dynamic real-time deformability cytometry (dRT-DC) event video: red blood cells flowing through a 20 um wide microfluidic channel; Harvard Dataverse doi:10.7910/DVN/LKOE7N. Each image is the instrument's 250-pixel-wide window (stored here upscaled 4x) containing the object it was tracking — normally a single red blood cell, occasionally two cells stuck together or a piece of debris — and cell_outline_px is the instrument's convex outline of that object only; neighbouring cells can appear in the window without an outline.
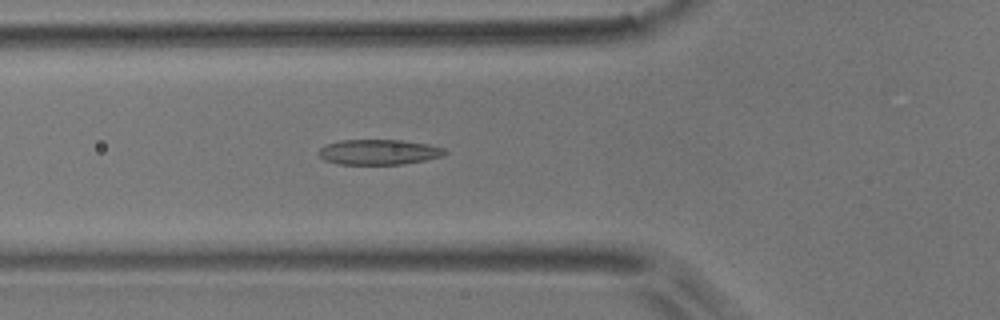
{"species": "common noctule bat (a hibernating species)", "species_latin": "Nyctalus noctula", "temperature_condition": "room temperature", "stored_images_in_passage": 51, "camera_frame_rate_fps": 3000, "um_per_image_px": 0.085, "animal": {"sex": "male", "body_mass_g": 17.9}, "frame": {"image": 1, "passage_image": 17, "time_ms": 5.333, "image_size_px": [1000, 320], "cell_outline_px": [[448, 152], [444, 156], [424, 160], [400, 164], [336, 164], [324, 160], [320, 156], [320, 148], [328, 144], [340, 140], [400, 140], [428, 144], [444, 148]], "centroid_in_image_um": [32.22, 12.92], "position_along_channel_um": 93.6, "area_um2": 18.44}}
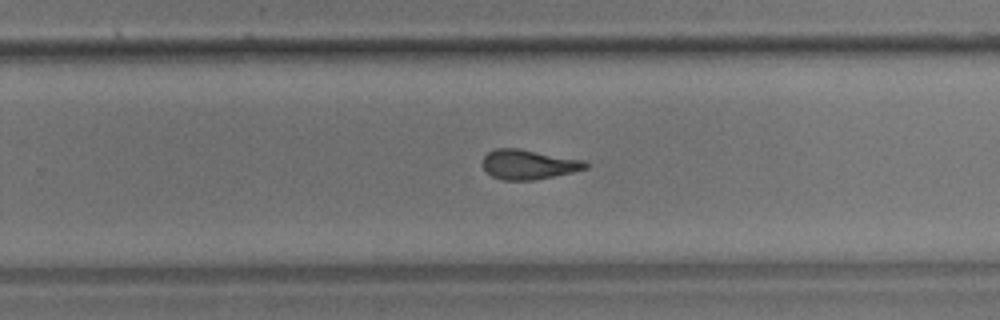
{"frame": {"image": 2, "passage_image": 32, "time_ms": 10.333, "image_size_px": [1000, 320], "cell_outline_px": [[588, 168], [572, 172], [532, 180], [504, 180], [492, 176], [480, 164], [484, 156], [488, 152], [496, 148], [520, 148], [584, 160], [588, 164]], "centroid_in_image_um": [44.9, 13.96], "position_along_channel_um": 284.9, "area_um2": 17.8}}
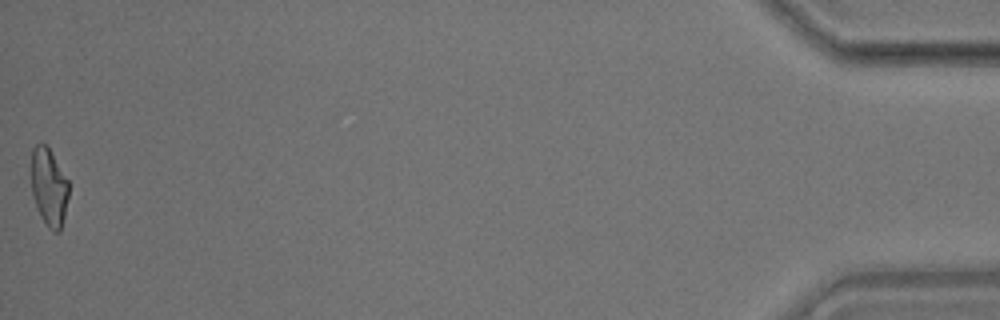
{"frame": {"image": 3, "passage_image": 51, "time_ms": 16.667, "image_size_px": [1000, 320], "cell_outline_px": [[68, 196], [64, 216], [60, 232], [52, 232], [48, 228], [40, 216], [36, 208], [32, 192], [32, 148], [40, 140], [48, 144], [68, 180]], "centroid_in_image_um": [4.16, 15.86], "position_along_channel_um": 431.0, "area_um2": 17.28}, "authors_computed_cell_mechanics": {"area_um2": 18.0914, "velocity_mm_per_s": 3.8215, "shape_relaxation_time_tau1_ms": null, "shape_relaxation_time_tau2_ms": 2.469, "deformation_change_tau1": null, "deformation_change_tau2": 0.1029}}